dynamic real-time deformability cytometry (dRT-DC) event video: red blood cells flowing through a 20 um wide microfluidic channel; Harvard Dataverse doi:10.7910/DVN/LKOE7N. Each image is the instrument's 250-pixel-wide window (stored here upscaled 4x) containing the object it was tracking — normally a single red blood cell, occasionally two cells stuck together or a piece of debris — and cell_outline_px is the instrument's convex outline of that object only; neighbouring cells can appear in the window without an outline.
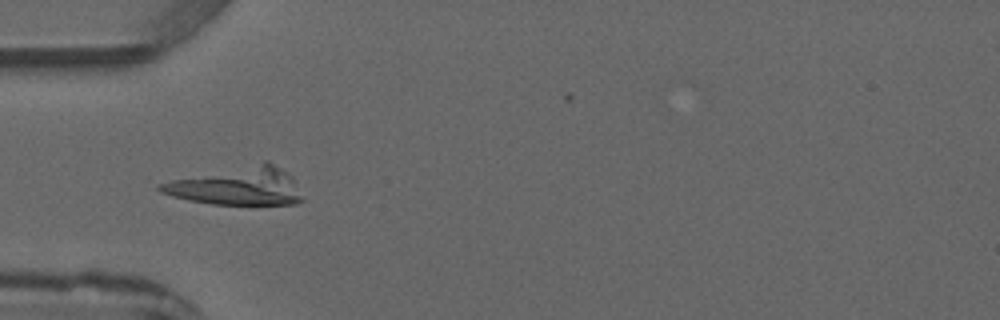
{"species": "common noctule bat (a hibernating species)", "species_latin": "Nyctalus noctula", "temperature_condition": "warm", "stored_images_in_passage": 6, "camera_frame_rate_fps": 3000, "um_per_image_px": 0.085, "animal": {"sex": "male", "forearm_length_mm": 52.5}, "frame": {"image": 1, "passage_image": 5, "time_ms": 4.667, "image_size_px": [1000, 320], "cell_outline_px": [[304, 200], [296, 204], [212, 204], [188, 200], [172, 196], [160, 192], [156, 188], [156, 184], [172, 180], [264, 160], [268, 160], [288, 172], [292, 176]], "centroid_in_image_um": [20.19, 15.81], "position_along_channel_um": 64.8, "area_um2": 31.73}}
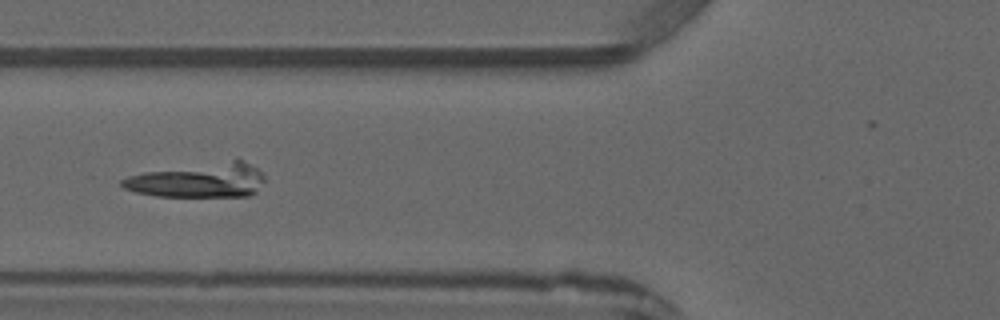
{"frame": {"image": 2, "passage_image": 6, "time_ms": 5.667, "image_size_px": [1000, 320], "cell_outline_px": [[264, 180], [256, 192], [248, 196], [156, 196], [136, 192], [124, 188], [120, 184], [120, 180], [128, 176], [144, 172], [236, 156], [256, 168], [264, 176]], "centroid_in_image_um": [16.91, 15.27], "position_along_channel_um": 108.9, "area_um2": 29.36}}